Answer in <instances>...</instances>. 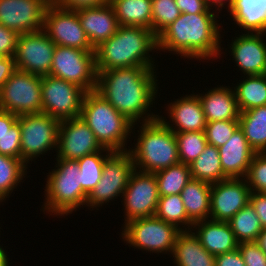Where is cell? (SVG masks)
Instances as JSON below:
<instances>
[{
  "mask_svg": "<svg viewBox=\"0 0 266 266\" xmlns=\"http://www.w3.org/2000/svg\"><path fill=\"white\" fill-rule=\"evenodd\" d=\"M156 71L146 67L97 71L96 91L133 124L153 121L160 115L151 111L161 95Z\"/></svg>",
  "mask_w": 266,
  "mask_h": 266,
  "instance_id": "6da1fadb",
  "label": "cell"
},
{
  "mask_svg": "<svg viewBox=\"0 0 266 266\" xmlns=\"http://www.w3.org/2000/svg\"><path fill=\"white\" fill-rule=\"evenodd\" d=\"M221 17L217 12L181 13L157 36L159 53L169 52L183 60H201L203 63L220 59L221 54H227L221 45V33H225V30L222 32Z\"/></svg>",
  "mask_w": 266,
  "mask_h": 266,
  "instance_id": "7a4b0ae2",
  "label": "cell"
},
{
  "mask_svg": "<svg viewBox=\"0 0 266 266\" xmlns=\"http://www.w3.org/2000/svg\"><path fill=\"white\" fill-rule=\"evenodd\" d=\"M155 51L158 53L157 36L152 30L120 25L112 37L95 48L96 69L157 68L152 57Z\"/></svg>",
  "mask_w": 266,
  "mask_h": 266,
  "instance_id": "3957f363",
  "label": "cell"
},
{
  "mask_svg": "<svg viewBox=\"0 0 266 266\" xmlns=\"http://www.w3.org/2000/svg\"><path fill=\"white\" fill-rule=\"evenodd\" d=\"M137 127L139 130L136 131ZM133 128L132 137H135L136 144L133 143L131 148L128 146V151L135 169L156 173L180 162L175 132L160 118L134 124Z\"/></svg>",
  "mask_w": 266,
  "mask_h": 266,
  "instance_id": "277c9868",
  "label": "cell"
},
{
  "mask_svg": "<svg viewBox=\"0 0 266 266\" xmlns=\"http://www.w3.org/2000/svg\"><path fill=\"white\" fill-rule=\"evenodd\" d=\"M49 170L40 211L46 215L65 217L86 207L88 195L82 190L80 168L75 160L55 158Z\"/></svg>",
  "mask_w": 266,
  "mask_h": 266,
  "instance_id": "5b68a950",
  "label": "cell"
},
{
  "mask_svg": "<svg viewBox=\"0 0 266 266\" xmlns=\"http://www.w3.org/2000/svg\"><path fill=\"white\" fill-rule=\"evenodd\" d=\"M95 134L103 148L111 151H127V139H131L133 123L119 113L96 90L85 93L81 116ZM130 136V137H129Z\"/></svg>",
  "mask_w": 266,
  "mask_h": 266,
  "instance_id": "8992f818",
  "label": "cell"
},
{
  "mask_svg": "<svg viewBox=\"0 0 266 266\" xmlns=\"http://www.w3.org/2000/svg\"><path fill=\"white\" fill-rule=\"evenodd\" d=\"M121 239L134 249L145 253L172 255L176 238L181 232L175 225L156 216L138 218L121 227Z\"/></svg>",
  "mask_w": 266,
  "mask_h": 266,
  "instance_id": "52a82bcc",
  "label": "cell"
},
{
  "mask_svg": "<svg viewBox=\"0 0 266 266\" xmlns=\"http://www.w3.org/2000/svg\"><path fill=\"white\" fill-rule=\"evenodd\" d=\"M21 130V159L29 166L57 149L60 122L46 113H32L18 116ZM49 151V152H48Z\"/></svg>",
  "mask_w": 266,
  "mask_h": 266,
  "instance_id": "ba28073f",
  "label": "cell"
},
{
  "mask_svg": "<svg viewBox=\"0 0 266 266\" xmlns=\"http://www.w3.org/2000/svg\"><path fill=\"white\" fill-rule=\"evenodd\" d=\"M134 169V162L128 150L113 151L105 159L102 177L88 195L86 207L97 212L103 205H109L108 203L116 201L118 197L122 198Z\"/></svg>",
  "mask_w": 266,
  "mask_h": 266,
  "instance_id": "9c48e42d",
  "label": "cell"
},
{
  "mask_svg": "<svg viewBox=\"0 0 266 266\" xmlns=\"http://www.w3.org/2000/svg\"><path fill=\"white\" fill-rule=\"evenodd\" d=\"M49 75L72 82L86 92L96 90L95 50L56 45Z\"/></svg>",
  "mask_w": 266,
  "mask_h": 266,
  "instance_id": "30bf717a",
  "label": "cell"
},
{
  "mask_svg": "<svg viewBox=\"0 0 266 266\" xmlns=\"http://www.w3.org/2000/svg\"><path fill=\"white\" fill-rule=\"evenodd\" d=\"M42 76L16 69L0 88V109L17 116L42 112Z\"/></svg>",
  "mask_w": 266,
  "mask_h": 266,
  "instance_id": "8fae6325",
  "label": "cell"
},
{
  "mask_svg": "<svg viewBox=\"0 0 266 266\" xmlns=\"http://www.w3.org/2000/svg\"><path fill=\"white\" fill-rule=\"evenodd\" d=\"M86 91L63 79L43 75L41 82L42 112L59 121L81 116Z\"/></svg>",
  "mask_w": 266,
  "mask_h": 266,
  "instance_id": "7c38bea8",
  "label": "cell"
},
{
  "mask_svg": "<svg viewBox=\"0 0 266 266\" xmlns=\"http://www.w3.org/2000/svg\"><path fill=\"white\" fill-rule=\"evenodd\" d=\"M159 201L158 183L154 173L134 169L121 200L124 224L138 218L155 216Z\"/></svg>",
  "mask_w": 266,
  "mask_h": 266,
  "instance_id": "4fadbf2b",
  "label": "cell"
},
{
  "mask_svg": "<svg viewBox=\"0 0 266 266\" xmlns=\"http://www.w3.org/2000/svg\"><path fill=\"white\" fill-rule=\"evenodd\" d=\"M43 30L55 45L95 50L76 11L59 8L51 2L45 11Z\"/></svg>",
  "mask_w": 266,
  "mask_h": 266,
  "instance_id": "5bb4252c",
  "label": "cell"
},
{
  "mask_svg": "<svg viewBox=\"0 0 266 266\" xmlns=\"http://www.w3.org/2000/svg\"><path fill=\"white\" fill-rule=\"evenodd\" d=\"M55 47L44 30L20 34L14 56L16 69L49 75Z\"/></svg>",
  "mask_w": 266,
  "mask_h": 266,
  "instance_id": "9a60e30c",
  "label": "cell"
},
{
  "mask_svg": "<svg viewBox=\"0 0 266 266\" xmlns=\"http://www.w3.org/2000/svg\"><path fill=\"white\" fill-rule=\"evenodd\" d=\"M102 149L95 134L81 117L60 122L56 158L76 161Z\"/></svg>",
  "mask_w": 266,
  "mask_h": 266,
  "instance_id": "2e32d148",
  "label": "cell"
},
{
  "mask_svg": "<svg viewBox=\"0 0 266 266\" xmlns=\"http://www.w3.org/2000/svg\"><path fill=\"white\" fill-rule=\"evenodd\" d=\"M50 3V0H0V25L18 34L43 30Z\"/></svg>",
  "mask_w": 266,
  "mask_h": 266,
  "instance_id": "e0dca14e",
  "label": "cell"
},
{
  "mask_svg": "<svg viewBox=\"0 0 266 266\" xmlns=\"http://www.w3.org/2000/svg\"><path fill=\"white\" fill-rule=\"evenodd\" d=\"M250 194L245 178H228L212 184L210 219L228 222L250 202Z\"/></svg>",
  "mask_w": 266,
  "mask_h": 266,
  "instance_id": "ac0fdd59",
  "label": "cell"
},
{
  "mask_svg": "<svg viewBox=\"0 0 266 266\" xmlns=\"http://www.w3.org/2000/svg\"><path fill=\"white\" fill-rule=\"evenodd\" d=\"M228 43L232 60L243 76L266 74V38L265 33L240 32ZM237 35V36H236ZM230 44V45H229Z\"/></svg>",
  "mask_w": 266,
  "mask_h": 266,
  "instance_id": "d6986e66",
  "label": "cell"
},
{
  "mask_svg": "<svg viewBox=\"0 0 266 266\" xmlns=\"http://www.w3.org/2000/svg\"><path fill=\"white\" fill-rule=\"evenodd\" d=\"M165 115H159V118L173 132L187 131H204L206 127V119L202 105L195 93L185 94L174 101L172 100L165 109ZM167 121V122H166Z\"/></svg>",
  "mask_w": 266,
  "mask_h": 266,
  "instance_id": "ffe728a7",
  "label": "cell"
},
{
  "mask_svg": "<svg viewBox=\"0 0 266 266\" xmlns=\"http://www.w3.org/2000/svg\"><path fill=\"white\" fill-rule=\"evenodd\" d=\"M223 173L227 178H245L256 153L248 144V141L240 127L231 138L218 148Z\"/></svg>",
  "mask_w": 266,
  "mask_h": 266,
  "instance_id": "44dd1931",
  "label": "cell"
},
{
  "mask_svg": "<svg viewBox=\"0 0 266 266\" xmlns=\"http://www.w3.org/2000/svg\"><path fill=\"white\" fill-rule=\"evenodd\" d=\"M76 12L82 28L94 48L112 37L120 26L114 9L109 4L99 7L83 8Z\"/></svg>",
  "mask_w": 266,
  "mask_h": 266,
  "instance_id": "7402d4cb",
  "label": "cell"
},
{
  "mask_svg": "<svg viewBox=\"0 0 266 266\" xmlns=\"http://www.w3.org/2000/svg\"><path fill=\"white\" fill-rule=\"evenodd\" d=\"M191 231L212 255L234 251L238 242L228 222L205 219L194 222Z\"/></svg>",
  "mask_w": 266,
  "mask_h": 266,
  "instance_id": "603a6c76",
  "label": "cell"
},
{
  "mask_svg": "<svg viewBox=\"0 0 266 266\" xmlns=\"http://www.w3.org/2000/svg\"><path fill=\"white\" fill-rule=\"evenodd\" d=\"M198 98L204 111L206 122L239 120L240 111L237 105L235 91L231 85H217L203 93L198 92Z\"/></svg>",
  "mask_w": 266,
  "mask_h": 266,
  "instance_id": "cb8c5ba5",
  "label": "cell"
},
{
  "mask_svg": "<svg viewBox=\"0 0 266 266\" xmlns=\"http://www.w3.org/2000/svg\"><path fill=\"white\" fill-rule=\"evenodd\" d=\"M224 12L243 32L266 34V0H230Z\"/></svg>",
  "mask_w": 266,
  "mask_h": 266,
  "instance_id": "d4e9b609",
  "label": "cell"
},
{
  "mask_svg": "<svg viewBox=\"0 0 266 266\" xmlns=\"http://www.w3.org/2000/svg\"><path fill=\"white\" fill-rule=\"evenodd\" d=\"M170 257L175 266H215V255L202 246L191 230L178 234Z\"/></svg>",
  "mask_w": 266,
  "mask_h": 266,
  "instance_id": "484cf974",
  "label": "cell"
},
{
  "mask_svg": "<svg viewBox=\"0 0 266 266\" xmlns=\"http://www.w3.org/2000/svg\"><path fill=\"white\" fill-rule=\"evenodd\" d=\"M212 184L191 179L180 193L187 217L194 223L210 219V194Z\"/></svg>",
  "mask_w": 266,
  "mask_h": 266,
  "instance_id": "4316f807",
  "label": "cell"
},
{
  "mask_svg": "<svg viewBox=\"0 0 266 266\" xmlns=\"http://www.w3.org/2000/svg\"><path fill=\"white\" fill-rule=\"evenodd\" d=\"M239 127L256 153L266 152V105L240 112Z\"/></svg>",
  "mask_w": 266,
  "mask_h": 266,
  "instance_id": "83f0119b",
  "label": "cell"
},
{
  "mask_svg": "<svg viewBox=\"0 0 266 266\" xmlns=\"http://www.w3.org/2000/svg\"><path fill=\"white\" fill-rule=\"evenodd\" d=\"M242 77L237 84L232 83L239 111L266 105V74Z\"/></svg>",
  "mask_w": 266,
  "mask_h": 266,
  "instance_id": "f1b7e54d",
  "label": "cell"
},
{
  "mask_svg": "<svg viewBox=\"0 0 266 266\" xmlns=\"http://www.w3.org/2000/svg\"><path fill=\"white\" fill-rule=\"evenodd\" d=\"M112 7L119 25L152 30V0H118Z\"/></svg>",
  "mask_w": 266,
  "mask_h": 266,
  "instance_id": "f546056e",
  "label": "cell"
},
{
  "mask_svg": "<svg viewBox=\"0 0 266 266\" xmlns=\"http://www.w3.org/2000/svg\"><path fill=\"white\" fill-rule=\"evenodd\" d=\"M192 179L214 184L228 179L221 166L218 148L207 144L202 153L189 164Z\"/></svg>",
  "mask_w": 266,
  "mask_h": 266,
  "instance_id": "4dcf8cb0",
  "label": "cell"
},
{
  "mask_svg": "<svg viewBox=\"0 0 266 266\" xmlns=\"http://www.w3.org/2000/svg\"><path fill=\"white\" fill-rule=\"evenodd\" d=\"M28 165L22 160L0 154V206L9 200L14 189L21 185L30 171ZM7 199V200H6Z\"/></svg>",
  "mask_w": 266,
  "mask_h": 266,
  "instance_id": "1f68e13d",
  "label": "cell"
},
{
  "mask_svg": "<svg viewBox=\"0 0 266 266\" xmlns=\"http://www.w3.org/2000/svg\"><path fill=\"white\" fill-rule=\"evenodd\" d=\"M238 243L256 241L263 230L254 207L249 202L228 221Z\"/></svg>",
  "mask_w": 266,
  "mask_h": 266,
  "instance_id": "d6a6232c",
  "label": "cell"
},
{
  "mask_svg": "<svg viewBox=\"0 0 266 266\" xmlns=\"http://www.w3.org/2000/svg\"><path fill=\"white\" fill-rule=\"evenodd\" d=\"M158 183L159 197L180 194L192 179L189 165L177 163L154 173Z\"/></svg>",
  "mask_w": 266,
  "mask_h": 266,
  "instance_id": "836d02e7",
  "label": "cell"
},
{
  "mask_svg": "<svg viewBox=\"0 0 266 266\" xmlns=\"http://www.w3.org/2000/svg\"><path fill=\"white\" fill-rule=\"evenodd\" d=\"M155 216L166 223L175 225L181 231H190L193 225L187 217L180 194L159 197Z\"/></svg>",
  "mask_w": 266,
  "mask_h": 266,
  "instance_id": "e575fe53",
  "label": "cell"
},
{
  "mask_svg": "<svg viewBox=\"0 0 266 266\" xmlns=\"http://www.w3.org/2000/svg\"><path fill=\"white\" fill-rule=\"evenodd\" d=\"M113 151L103 148L99 152L85 155L84 157L76 160L80 168V178L82 190L89 195L96 185L99 183L105 159Z\"/></svg>",
  "mask_w": 266,
  "mask_h": 266,
  "instance_id": "d590c367",
  "label": "cell"
},
{
  "mask_svg": "<svg viewBox=\"0 0 266 266\" xmlns=\"http://www.w3.org/2000/svg\"><path fill=\"white\" fill-rule=\"evenodd\" d=\"M181 163L191 164L207 146L204 131L175 132Z\"/></svg>",
  "mask_w": 266,
  "mask_h": 266,
  "instance_id": "8d00e7d4",
  "label": "cell"
},
{
  "mask_svg": "<svg viewBox=\"0 0 266 266\" xmlns=\"http://www.w3.org/2000/svg\"><path fill=\"white\" fill-rule=\"evenodd\" d=\"M180 15L175 0H152V31L158 36Z\"/></svg>",
  "mask_w": 266,
  "mask_h": 266,
  "instance_id": "74e56055",
  "label": "cell"
},
{
  "mask_svg": "<svg viewBox=\"0 0 266 266\" xmlns=\"http://www.w3.org/2000/svg\"><path fill=\"white\" fill-rule=\"evenodd\" d=\"M239 127V120L207 122L205 136L209 145L217 148L223 146Z\"/></svg>",
  "mask_w": 266,
  "mask_h": 266,
  "instance_id": "f35d334b",
  "label": "cell"
},
{
  "mask_svg": "<svg viewBox=\"0 0 266 266\" xmlns=\"http://www.w3.org/2000/svg\"><path fill=\"white\" fill-rule=\"evenodd\" d=\"M245 179L251 193H266V152L254 154Z\"/></svg>",
  "mask_w": 266,
  "mask_h": 266,
  "instance_id": "ab89813d",
  "label": "cell"
},
{
  "mask_svg": "<svg viewBox=\"0 0 266 266\" xmlns=\"http://www.w3.org/2000/svg\"><path fill=\"white\" fill-rule=\"evenodd\" d=\"M0 154L21 159V130L18 121L0 138Z\"/></svg>",
  "mask_w": 266,
  "mask_h": 266,
  "instance_id": "60d3db41",
  "label": "cell"
},
{
  "mask_svg": "<svg viewBox=\"0 0 266 266\" xmlns=\"http://www.w3.org/2000/svg\"><path fill=\"white\" fill-rule=\"evenodd\" d=\"M238 250L246 266H266V254L256 241L238 243Z\"/></svg>",
  "mask_w": 266,
  "mask_h": 266,
  "instance_id": "b9f144b4",
  "label": "cell"
},
{
  "mask_svg": "<svg viewBox=\"0 0 266 266\" xmlns=\"http://www.w3.org/2000/svg\"><path fill=\"white\" fill-rule=\"evenodd\" d=\"M19 35L0 25V56H15Z\"/></svg>",
  "mask_w": 266,
  "mask_h": 266,
  "instance_id": "7bdbcfd3",
  "label": "cell"
},
{
  "mask_svg": "<svg viewBox=\"0 0 266 266\" xmlns=\"http://www.w3.org/2000/svg\"><path fill=\"white\" fill-rule=\"evenodd\" d=\"M181 13L198 14L203 12H221L211 7L206 0H175Z\"/></svg>",
  "mask_w": 266,
  "mask_h": 266,
  "instance_id": "ee69618b",
  "label": "cell"
},
{
  "mask_svg": "<svg viewBox=\"0 0 266 266\" xmlns=\"http://www.w3.org/2000/svg\"><path fill=\"white\" fill-rule=\"evenodd\" d=\"M54 5L66 10L77 11L83 8L99 7L107 4L106 0H52Z\"/></svg>",
  "mask_w": 266,
  "mask_h": 266,
  "instance_id": "f6af8a7d",
  "label": "cell"
},
{
  "mask_svg": "<svg viewBox=\"0 0 266 266\" xmlns=\"http://www.w3.org/2000/svg\"><path fill=\"white\" fill-rule=\"evenodd\" d=\"M250 203L254 207L263 228H266V193L252 192Z\"/></svg>",
  "mask_w": 266,
  "mask_h": 266,
  "instance_id": "bcb514c9",
  "label": "cell"
},
{
  "mask_svg": "<svg viewBox=\"0 0 266 266\" xmlns=\"http://www.w3.org/2000/svg\"><path fill=\"white\" fill-rule=\"evenodd\" d=\"M215 266H246L238 248L215 256Z\"/></svg>",
  "mask_w": 266,
  "mask_h": 266,
  "instance_id": "7dc6e473",
  "label": "cell"
},
{
  "mask_svg": "<svg viewBox=\"0 0 266 266\" xmlns=\"http://www.w3.org/2000/svg\"><path fill=\"white\" fill-rule=\"evenodd\" d=\"M16 70L15 58L10 56H0V88Z\"/></svg>",
  "mask_w": 266,
  "mask_h": 266,
  "instance_id": "c3c4849f",
  "label": "cell"
},
{
  "mask_svg": "<svg viewBox=\"0 0 266 266\" xmlns=\"http://www.w3.org/2000/svg\"><path fill=\"white\" fill-rule=\"evenodd\" d=\"M18 120V116L0 109V138L7 133V130Z\"/></svg>",
  "mask_w": 266,
  "mask_h": 266,
  "instance_id": "681fc988",
  "label": "cell"
},
{
  "mask_svg": "<svg viewBox=\"0 0 266 266\" xmlns=\"http://www.w3.org/2000/svg\"><path fill=\"white\" fill-rule=\"evenodd\" d=\"M206 2L213 8L222 12V10L228 7L230 0H206Z\"/></svg>",
  "mask_w": 266,
  "mask_h": 266,
  "instance_id": "f907efd6",
  "label": "cell"
},
{
  "mask_svg": "<svg viewBox=\"0 0 266 266\" xmlns=\"http://www.w3.org/2000/svg\"><path fill=\"white\" fill-rule=\"evenodd\" d=\"M3 245L4 244L0 245V266H10L12 263L9 262V255L7 254V251H5L6 249L3 247Z\"/></svg>",
  "mask_w": 266,
  "mask_h": 266,
  "instance_id": "816d5d0a",
  "label": "cell"
},
{
  "mask_svg": "<svg viewBox=\"0 0 266 266\" xmlns=\"http://www.w3.org/2000/svg\"><path fill=\"white\" fill-rule=\"evenodd\" d=\"M256 242L260 249L266 254V228H263V230L260 232Z\"/></svg>",
  "mask_w": 266,
  "mask_h": 266,
  "instance_id": "f5cc1de1",
  "label": "cell"
},
{
  "mask_svg": "<svg viewBox=\"0 0 266 266\" xmlns=\"http://www.w3.org/2000/svg\"><path fill=\"white\" fill-rule=\"evenodd\" d=\"M116 1H118V0H106V3L109 5H112Z\"/></svg>",
  "mask_w": 266,
  "mask_h": 266,
  "instance_id": "db71d44e",
  "label": "cell"
}]
</instances>
